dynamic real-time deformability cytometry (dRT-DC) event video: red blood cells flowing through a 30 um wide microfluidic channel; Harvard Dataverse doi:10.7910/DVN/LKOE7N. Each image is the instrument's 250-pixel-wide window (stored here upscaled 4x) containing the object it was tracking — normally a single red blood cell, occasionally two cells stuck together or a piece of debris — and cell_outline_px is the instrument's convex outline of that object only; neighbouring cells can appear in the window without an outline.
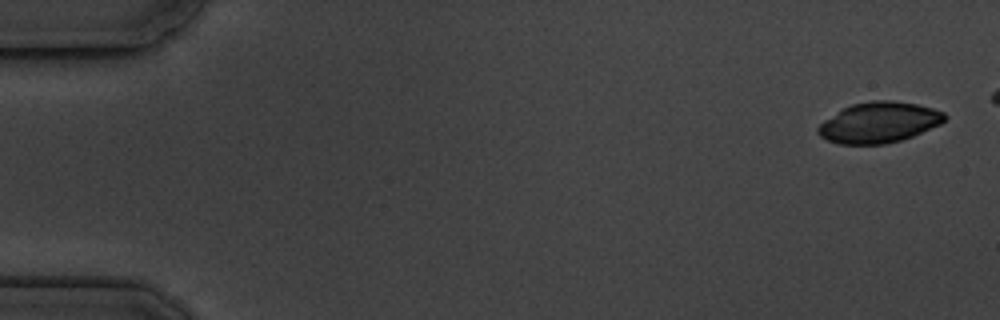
{"species": "common noctule bat (a hibernating species)", "species_latin": "Nyctalus noctula", "temperature_condition": "cold", "stored_images_in_passage": 6, "camera_frame_rate_fps": 3000, "um_per_image_px": 0.085, "animal": {"sex": "male", "body_mass_g": 19.5, "forearm_length_mm": 54.6}, "frame": {"image": 1, "passage_image": 1, "time_ms": 0.0, "image_size_px": [1000, 320], "cell_outline_px": [[948, 116], [940, 124], [912, 136], [900, 140], [884, 144], [840, 144], [828, 140], [820, 136], [816, 132], [816, 128], [824, 120], [844, 108], [852, 104], [872, 100], [892, 100], [916, 104], [932, 108], [944, 112]], "centroid_in_image_um": [74.7, 10.4], "position_along_channel_um": 10.3, "area_um2": 29.82}}